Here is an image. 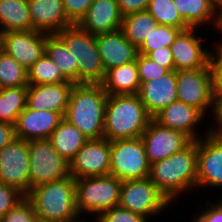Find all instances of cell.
Returning <instances> with one entry per match:
<instances>
[{
	"label": "cell",
	"mask_w": 222,
	"mask_h": 222,
	"mask_svg": "<svg viewBox=\"0 0 222 222\" xmlns=\"http://www.w3.org/2000/svg\"><path fill=\"white\" fill-rule=\"evenodd\" d=\"M94 0H63V7L67 18L78 24L86 15L88 8Z\"/></svg>",
	"instance_id": "40"
},
{
	"label": "cell",
	"mask_w": 222,
	"mask_h": 222,
	"mask_svg": "<svg viewBox=\"0 0 222 222\" xmlns=\"http://www.w3.org/2000/svg\"><path fill=\"white\" fill-rule=\"evenodd\" d=\"M48 140L54 149L70 163L88 139L76 126L63 118Z\"/></svg>",
	"instance_id": "26"
},
{
	"label": "cell",
	"mask_w": 222,
	"mask_h": 222,
	"mask_svg": "<svg viewBox=\"0 0 222 222\" xmlns=\"http://www.w3.org/2000/svg\"><path fill=\"white\" fill-rule=\"evenodd\" d=\"M208 117V134L222 137V95H213L212 109Z\"/></svg>",
	"instance_id": "41"
},
{
	"label": "cell",
	"mask_w": 222,
	"mask_h": 222,
	"mask_svg": "<svg viewBox=\"0 0 222 222\" xmlns=\"http://www.w3.org/2000/svg\"><path fill=\"white\" fill-rule=\"evenodd\" d=\"M137 95L153 118L166 106L178 100L177 71H169L162 77L140 83Z\"/></svg>",
	"instance_id": "20"
},
{
	"label": "cell",
	"mask_w": 222,
	"mask_h": 222,
	"mask_svg": "<svg viewBox=\"0 0 222 222\" xmlns=\"http://www.w3.org/2000/svg\"><path fill=\"white\" fill-rule=\"evenodd\" d=\"M0 183L17 188L25 196L29 193L28 141L15 139L0 150Z\"/></svg>",
	"instance_id": "13"
},
{
	"label": "cell",
	"mask_w": 222,
	"mask_h": 222,
	"mask_svg": "<svg viewBox=\"0 0 222 222\" xmlns=\"http://www.w3.org/2000/svg\"><path fill=\"white\" fill-rule=\"evenodd\" d=\"M101 85L107 95L138 94L140 79L136 61L106 71Z\"/></svg>",
	"instance_id": "25"
},
{
	"label": "cell",
	"mask_w": 222,
	"mask_h": 222,
	"mask_svg": "<svg viewBox=\"0 0 222 222\" xmlns=\"http://www.w3.org/2000/svg\"><path fill=\"white\" fill-rule=\"evenodd\" d=\"M121 187L122 181L112 175L75 179L76 208L83 221L92 222L102 212L118 206Z\"/></svg>",
	"instance_id": "5"
},
{
	"label": "cell",
	"mask_w": 222,
	"mask_h": 222,
	"mask_svg": "<svg viewBox=\"0 0 222 222\" xmlns=\"http://www.w3.org/2000/svg\"><path fill=\"white\" fill-rule=\"evenodd\" d=\"M33 30L54 35L74 25L66 16L63 0H28Z\"/></svg>",
	"instance_id": "22"
},
{
	"label": "cell",
	"mask_w": 222,
	"mask_h": 222,
	"mask_svg": "<svg viewBox=\"0 0 222 222\" xmlns=\"http://www.w3.org/2000/svg\"><path fill=\"white\" fill-rule=\"evenodd\" d=\"M209 65L212 73L213 95H222V48L217 43L212 49Z\"/></svg>",
	"instance_id": "38"
},
{
	"label": "cell",
	"mask_w": 222,
	"mask_h": 222,
	"mask_svg": "<svg viewBox=\"0 0 222 222\" xmlns=\"http://www.w3.org/2000/svg\"><path fill=\"white\" fill-rule=\"evenodd\" d=\"M150 0H117L123 16L146 11Z\"/></svg>",
	"instance_id": "44"
},
{
	"label": "cell",
	"mask_w": 222,
	"mask_h": 222,
	"mask_svg": "<svg viewBox=\"0 0 222 222\" xmlns=\"http://www.w3.org/2000/svg\"><path fill=\"white\" fill-rule=\"evenodd\" d=\"M74 178L107 176L110 173V141L106 138L87 140L69 163Z\"/></svg>",
	"instance_id": "16"
},
{
	"label": "cell",
	"mask_w": 222,
	"mask_h": 222,
	"mask_svg": "<svg viewBox=\"0 0 222 222\" xmlns=\"http://www.w3.org/2000/svg\"><path fill=\"white\" fill-rule=\"evenodd\" d=\"M150 164L181 151L193 140L177 130L164 127L153 118L141 136Z\"/></svg>",
	"instance_id": "15"
},
{
	"label": "cell",
	"mask_w": 222,
	"mask_h": 222,
	"mask_svg": "<svg viewBox=\"0 0 222 222\" xmlns=\"http://www.w3.org/2000/svg\"><path fill=\"white\" fill-rule=\"evenodd\" d=\"M181 31L179 28L158 25L138 48V53L148 55L158 48L170 47Z\"/></svg>",
	"instance_id": "34"
},
{
	"label": "cell",
	"mask_w": 222,
	"mask_h": 222,
	"mask_svg": "<svg viewBox=\"0 0 222 222\" xmlns=\"http://www.w3.org/2000/svg\"><path fill=\"white\" fill-rule=\"evenodd\" d=\"M122 19L117 0H94L77 25L97 35L121 29Z\"/></svg>",
	"instance_id": "24"
},
{
	"label": "cell",
	"mask_w": 222,
	"mask_h": 222,
	"mask_svg": "<svg viewBox=\"0 0 222 222\" xmlns=\"http://www.w3.org/2000/svg\"><path fill=\"white\" fill-rule=\"evenodd\" d=\"M29 192L31 188L70 176L69 162L53 147L48 139L30 140Z\"/></svg>",
	"instance_id": "9"
},
{
	"label": "cell",
	"mask_w": 222,
	"mask_h": 222,
	"mask_svg": "<svg viewBox=\"0 0 222 222\" xmlns=\"http://www.w3.org/2000/svg\"><path fill=\"white\" fill-rule=\"evenodd\" d=\"M209 190L222 198V137L207 134L198 139L196 193L207 198Z\"/></svg>",
	"instance_id": "11"
},
{
	"label": "cell",
	"mask_w": 222,
	"mask_h": 222,
	"mask_svg": "<svg viewBox=\"0 0 222 222\" xmlns=\"http://www.w3.org/2000/svg\"><path fill=\"white\" fill-rule=\"evenodd\" d=\"M173 2L181 18L190 28H200L209 32L212 29L217 37L221 27L222 11L213 1L173 0Z\"/></svg>",
	"instance_id": "23"
},
{
	"label": "cell",
	"mask_w": 222,
	"mask_h": 222,
	"mask_svg": "<svg viewBox=\"0 0 222 222\" xmlns=\"http://www.w3.org/2000/svg\"><path fill=\"white\" fill-rule=\"evenodd\" d=\"M24 197L17 188L0 183V219Z\"/></svg>",
	"instance_id": "39"
},
{
	"label": "cell",
	"mask_w": 222,
	"mask_h": 222,
	"mask_svg": "<svg viewBox=\"0 0 222 222\" xmlns=\"http://www.w3.org/2000/svg\"><path fill=\"white\" fill-rule=\"evenodd\" d=\"M152 117L137 94L108 95L104 118V138H140Z\"/></svg>",
	"instance_id": "4"
},
{
	"label": "cell",
	"mask_w": 222,
	"mask_h": 222,
	"mask_svg": "<svg viewBox=\"0 0 222 222\" xmlns=\"http://www.w3.org/2000/svg\"><path fill=\"white\" fill-rule=\"evenodd\" d=\"M178 101L199 109L207 118L213 101L212 73L210 65L177 72Z\"/></svg>",
	"instance_id": "12"
},
{
	"label": "cell",
	"mask_w": 222,
	"mask_h": 222,
	"mask_svg": "<svg viewBox=\"0 0 222 222\" xmlns=\"http://www.w3.org/2000/svg\"><path fill=\"white\" fill-rule=\"evenodd\" d=\"M158 25L146 10L123 16L121 30L124 36L139 48Z\"/></svg>",
	"instance_id": "29"
},
{
	"label": "cell",
	"mask_w": 222,
	"mask_h": 222,
	"mask_svg": "<svg viewBox=\"0 0 222 222\" xmlns=\"http://www.w3.org/2000/svg\"><path fill=\"white\" fill-rule=\"evenodd\" d=\"M26 197L41 222H84L76 208L75 179L71 175L35 186Z\"/></svg>",
	"instance_id": "3"
},
{
	"label": "cell",
	"mask_w": 222,
	"mask_h": 222,
	"mask_svg": "<svg viewBox=\"0 0 222 222\" xmlns=\"http://www.w3.org/2000/svg\"><path fill=\"white\" fill-rule=\"evenodd\" d=\"M194 212L192 214L191 212H189L191 222H208L197 210H195Z\"/></svg>",
	"instance_id": "46"
},
{
	"label": "cell",
	"mask_w": 222,
	"mask_h": 222,
	"mask_svg": "<svg viewBox=\"0 0 222 222\" xmlns=\"http://www.w3.org/2000/svg\"><path fill=\"white\" fill-rule=\"evenodd\" d=\"M221 35V36H220ZM218 38H217V44L222 48V20H221V27L218 33ZM220 39V40H219Z\"/></svg>",
	"instance_id": "47"
},
{
	"label": "cell",
	"mask_w": 222,
	"mask_h": 222,
	"mask_svg": "<svg viewBox=\"0 0 222 222\" xmlns=\"http://www.w3.org/2000/svg\"><path fill=\"white\" fill-rule=\"evenodd\" d=\"M119 206L142 215L149 222H156L158 216H166V211L172 212V216L174 214L173 210L169 209L174 206L149 177L122 181Z\"/></svg>",
	"instance_id": "7"
},
{
	"label": "cell",
	"mask_w": 222,
	"mask_h": 222,
	"mask_svg": "<svg viewBox=\"0 0 222 222\" xmlns=\"http://www.w3.org/2000/svg\"><path fill=\"white\" fill-rule=\"evenodd\" d=\"M47 35L36 30L8 31L2 33L1 50L28 69L45 54Z\"/></svg>",
	"instance_id": "17"
},
{
	"label": "cell",
	"mask_w": 222,
	"mask_h": 222,
	"mask_svg": "<svg viewBox=\"0 0 222 222\" xmlns=\"http://www.w3.org/2000/svg\"><path fill=\"white\" fill-rule=\"evenodd\" d=\"M151 164L140 138L110 141V173L121 181L149 177Z\"/></svg>",
	"instance_id": "8"
},
{
	"label": "cell",
	"mask_w": 222,
	"mask_h": 222,
	"mask_svg": "<svg viewBox=\"0 0 222 222\" xmlns=\"http://www.w3.org/2000/svg\"><path fill=\"white\" fill-rule=\"evenodd\" d=\"M107 97L101 84H75L63 118L88 140L104 138Z\"/></svg>",
	"instance_id": "2"
},
{
	"label": "cell",
	"mask_w": 222,
	"mask_h": 222,
	"mask_svg": "<svg viewBox=\"0 0 222 222\" xmlns=\"http://www.w3.org/2000/svg\"><path fill=\"white\" fill-rule=\"evenodd\" d=\"M211 1H213L219 7V9L222 11V0H211Z\"/></svg>",
	"instance_id": "48"
},
{
	"label": "cell",
	"mask_w": 222,
	"mask_h": 222,
	"mask_svg": "<svg viewBox=\"0 0 222 222\" xmlns=\"http://www.w3.org/2000/svg\"><path fill=\"white\" fill-rule=\"evenodd\" d=\"M33 30L28 0H0V31Z\"/></svg>",
	"instance_id": "27"
},
{
	"label": "cell",
	"mask_w": 222,
	"mask_h": 222,
	"mask_svg": "<svg viewBox=\"0 0 222 222\" xmlns=\"http://www.w3.org/2000/svg\"><path fill=\"white\" fill-rule=\"evenodd\" d=\"M28 85L27 69L0 50V89Z\"/></svg>",
	"instance_id": "32"
},
{
	"label": "cell",
	"mask_w": 222,
	"mask_h": 222,
	"mask_svg": "<svg viewBox=\"0 0 222 222\" xmlns=\"http://www.w3.org/2000/svg\"><path fill=\"white\" fill-rule=\"evenodd\" d=\"M45 54L59 67L69 81L78 84L77 60L56 34L47 35Z\"/></svg>",
	"instance_id": "28"
},
{
	"label": "cell",
	"mask_w": 222,
	"mask_h": 222,
	"mask_svg": "<svg viewBox=\"0 0 222 222\" xmlns=\"http://www.w3.org/2000/svg\"><path fill=\"white\" fill-rule=\"evenodd\" d=\"M78 63V84H102L105 77L96 43V35L82 30L77 24L56 34Z\"/></svg>",
	"instance_id": "6"
},
{
	"label": "cell",
	"mask_w": 222,
	"mask_h": 222,
	"mask_svg": "<svg viewBox=\"0 0 222 222\" xmlns=\"http://www.w3.org/2000/svg\"><path fill=\"white\" fill-rule=\"evenodd\" d=\"M1 43H2V32L0 31V50H1Z\"/></svg>",
	"instance_id": "49"
},
{
	"label": "cell",
	"mask_w": 222,
	"mask_h": 222,
	"mask_svg": "<svg viewBox=\"0 0 222 222\" xmlns=\"http://www.w3.org/2000/svg\"><path fill=\"white\" fill-rule=\"evenodd\" d=\"M140 83L157 79L167 74L169 71L160 66L147 55L138 54L136 59Z\"/></svg>",
	"instance_id": "36"
},
{
	"label": "cell",
	"mask_w": 222,
	"mask_h": 222,
	"mask_svg": "<svg viewBox=\"0 0 222 222\" xmlns=\"http://www.w3.org/2000/svg\"><path fill=\"white\" fill-rule=\"evenodd\" d=\"M63 119L59 112L26 108L15 123L16 139L25 141L48 139Z\"/></svg>",
	"instance_id": "18"
},
{
	"label": "cell",
	"mask_w": 222,
	"mask_h": 222,
	"mask_svg": "<svg viewBox=\"0 0 222 222\" xmlns=\"http://www.w3.org/2000/svg\"><path fill=\"white\" fill-rule=\"evenodd\" d=\"M16 139L15 126L7 122H0V150Z\"/></svg>",
	"instance_id": "45"
},
{
	"label": "cell",
	"mask_w": 222,
	"mask_h": 222,
	"mask_svg": "<svg viewBox=\"0 0 222 222\" xmlns=\"http://www.w3.org/2000/svg\"><path fill=\"white\" fill-rule=\"evenodd\" d=\"M147 11L159 25L179 28L182 31L190 29L181 18L173 0H150Z\"/></svg>",
	"instance_id": "33"
},
{
	"label": "cell",
	"mask_w": 222,
	"mask_h": 222,
	"mask_svg": "<svg viewBox=\"0 0 222 222\" xmlns=\"http://www.w3.org/2000/svg\"><path fill=\"white\" fill-rule=\"evenodd\" d=\"M205 199V204H200L205 207H200L196 209L208 222H222V198L221 197H216L213 202V197L212 199ZM212 200V201H211ZM200 209V210H199Z\"/></svg>",
	"instance_id": "42"
},
{
	"label": "cell",
	"mask_w": 222,
	"mask_h": 222,
	"mask_svg": "<svg viewBox=\"0 0 222 222\" xmlns=\"http://www.w3.org/2000/svg\"><path fill=\"white\" fill-rule=\"evenodd\" d=\"M199 31H204V34ZM205 32V30L200 28H190L181 31L177 35L170 46L175 63V71L192 70L209 66L210 55L217 43V38H213L215 34L212 33L211 37L210 32ZM207 34L210 36L209 40ZM207 41H212V44ZM208 44L209 46H207Z\"/></svg>",
	"instance_id": "10"
},
{
	"label": "cell",
	"mask_w": 222,
	"mask_h": 222,
	"mask_svg": "<svg viewBox=\"0 0 222 222\" xmlns=\"http://www.w3.org/2000/svg\"><path fill=\"white\" fill-rule=\"evenodd\" d=\"M153 119L164 127L185 133L193 141L208 134V118L199 109L178 100L162 109Z\"/></svg>",
	"instance_id": "14"
},
{
	"label": "cell",
	"mask_w": 222,
	"mask_h": 222,
	"mask_svg": "<svg viewBox=\"0 0 222 222\" xmlns=\"http://www.w3.org/2000/svg\"><path fill=\"white\" fill-rule=\"evenodd\" d=\"M92 222H149L140 214L134 213L119 205L102 212Z\"/></svg>",
	"instance_id": "37"
},
{
	"label": "cell",
	"mask_w": 222,
	"mask_h": 222,
	"mask_svg": "<svg viewBox=\"0 0 222 222\" xmlns=\"http://www.w3.org/2000/svg\"><path fill=\"white\" fill-rule=\"evenodd\" d=\"M147 56L157 62L160 66L166 68L168 71L175 70V63L170 47L158 48L151 51Z\"/></svg>",
	"instance_id": "43"
},
{
	"label": "cell",
	"mask_w": 222,
	"mask_h": 222,
	"mask_svg": "<svg viewBox=\"0 0 222 222\" xmlns=\"http://www.w3.org/2000/svg\"><path fill=\"white\" fill-rule=\"evenodd\" d=\"M27 86L0 89V122L15 125L19 114L26 108Z\"/></svg>",
	"instance_id": "30"
},
{
	"label": "cell",
	"mask_w": 222,
	"mask_h": 222,
	"mask_svg": "<svg viewBox=\"0 0 222 222\" xmlns=\"http://www.w3.org/2000/svg\"><path fill=\"white\" fill-rule=\"evenodd\" d=\"M27 72L28 83L30 85L71 82L46 54L41 56L30 68H28Z\"/></svg>",
	"instance_id": "31"
},
{
	"label": "cell",
	"mask_w": 222,
	"mask_h": 222,
	"mask_svg": "<svg viewBox=\"0 0 222 222\" xmlns=\"http://www.w3.org/2000/svg\"><path fill=\"white\" fill-rule=\"evenodd\" d=\"M35 209L31 201L25 196L13 208H11L0 222H38Z\"/></svg>",
	"instance_id": "35"
},
{
	"label": "cell",
	"mask_w": 222,
	"mask_h": 222,
	"mask_svg": "<svg viewBox=\"0 0 222 222\" xmlns=\"http://www.w3.org/2000/svg\"><path fill=\"white\" fill-rule=\"evenodd\" d=\"M75 83H57L27 86L26 106L34 110H48L63 116L68 107L71 91Z\"/></svg>",
	"instance_id": "21"
},
{
	"label": "cell",
	"mask_w": 222,
	"mask_h": 222,
	"mask_svg": "<svg viewBox=\"0 0 222 222\" xmlns=\"http://www.w3.org/2000/svg\"><path fill=\"white\" fill-rule=\"evenodd\" d=\"M197 154L198 140L150 166L149 179L173 206H178L177 200L184 194H188L186 200L196 192Z\"/></svg>",
	"instance_id": "1"
},
{
	"label": "cell",
	"mask_w": 222,
	"mask_h": 222,
	"mask_svg": "<svg viewBox=\"0 0 222 222\" xmlns=\"http://www.w3.org/2000/svg\"><path fill=\"white\" fill-rule=\"evenodd\" d=\"M96 43L103 68L106 71L136 61L138 48L121 29L96 35Z\"/></svg>",
	"instance_id": "19"
}]
</instances>
